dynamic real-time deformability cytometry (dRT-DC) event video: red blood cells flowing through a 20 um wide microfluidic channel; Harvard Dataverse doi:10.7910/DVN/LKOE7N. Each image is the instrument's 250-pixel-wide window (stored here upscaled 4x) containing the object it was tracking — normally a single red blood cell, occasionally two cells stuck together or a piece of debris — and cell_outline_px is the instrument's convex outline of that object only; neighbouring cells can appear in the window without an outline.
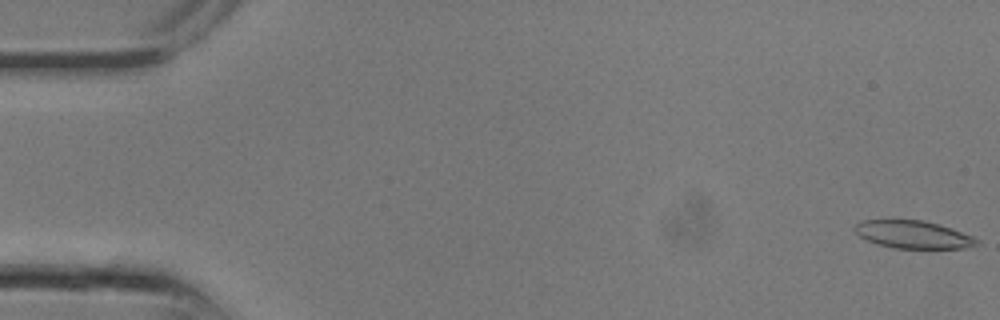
{"species": "common noctule bat (a hibernating species)", "species_latin": "Nyctalus noctula", "temperature_condition": "room temperature", "stored_images_in_passage": 13, "camera_frame_rate_fps": 3000, "um_per_image_px": 0.085, "animal": {"sex": "male", "body_mass_g": 13.3}, "frame": {"image": 1, "passage_image": 1, "time_ms": 0.0, "image_size_px": [1000, 320], "cell_outline_px": [[980, 244], [964, 248], [892, 248], [876, 244], [860, 236], [852, 228], [856, 224], [864, 220], [924, 220], [972, 236], [980, 240]], "centroid_in_image_um": [77.6, 19.94], "position_along_channel_um": 7.4, "area_um2": 19.48}}
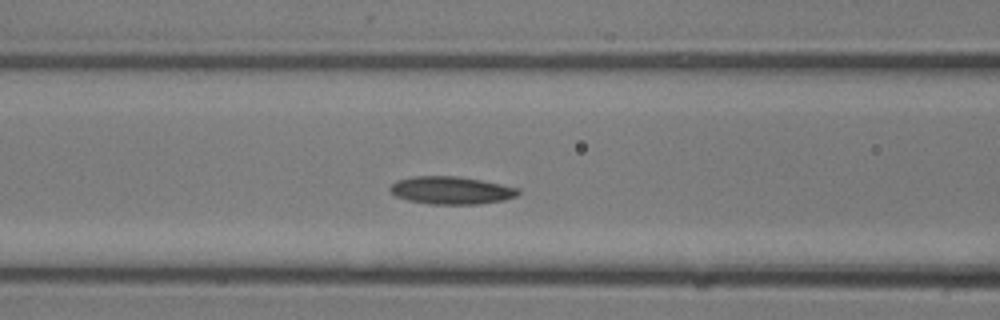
{"frame": {"image": 2, "passage_image": 11, "time_ms": 3.333, "image_size_px": [1000, 320], "cell_outline_px": [[520, 192], [516, 196], [504, 200], [476, 204], [432, 204], [408, 200], [396, 196], [388, 188], [396, 180], [416, 176], [456, 176], [480, 180], [520, 188]], "centroid_in_image_um": [38.35, 16.18], "position_along_channel_um": 128.2, "area_um2": 20.52}}
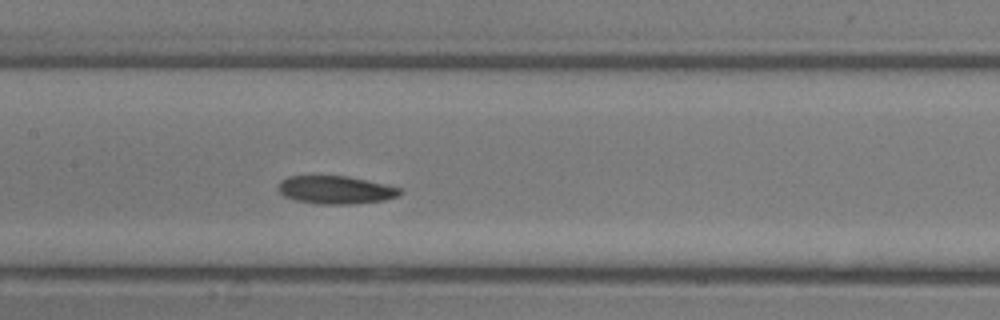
{"frame": {"image": 3, "passage_image": 13, "time_ms": 4.0, "image_size_px": [1000, 320], "cell_outline_px": [[404, 192], [400, 196], [384, 200], [352, 204], [316, 204], [296, 200], [284, 196], [276, 188], [280, 180], [288, 176], [348, 176], [384, 184], [400, 188]], "centroid_in_image_um": [28.52, 16.14], "position_along_channel_um": 178.9, "area_um2": 20.0}}